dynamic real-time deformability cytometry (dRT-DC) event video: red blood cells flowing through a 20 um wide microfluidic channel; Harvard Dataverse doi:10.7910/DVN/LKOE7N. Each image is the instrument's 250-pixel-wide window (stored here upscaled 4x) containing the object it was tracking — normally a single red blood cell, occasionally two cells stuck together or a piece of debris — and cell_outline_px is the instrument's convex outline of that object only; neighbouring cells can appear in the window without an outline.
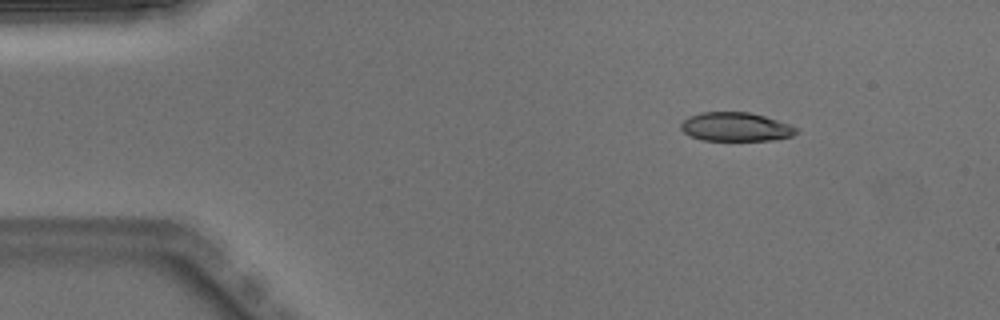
{"species": "Egyptian fruit bat (a non-hibernating species)", "species_latin": "Rousettus aegyptiacus", "temperature_condition": "warm", "stored_images_in_passage": 2, "camera_frame_rate_fps": 3000, "um_per_image_px": 0.085, "animal": {"sex": "male"}, "frame": {"image": 1, "passage_image": 1, "time_ms": 0.0, "image_size_px": [1000, 320], "cell_outline_px": [[800, 132], [792, 136], [772, 140], [700, 140], [688, 136], [680, 128], [680, 124], [688, 116], [700, 112], [748, 112], [764, 116], [800, 128]], "centroid_in_image_um": [62.52, 10.79], "position_along_channel_um": 22.5, "area_um2": 19.54}}